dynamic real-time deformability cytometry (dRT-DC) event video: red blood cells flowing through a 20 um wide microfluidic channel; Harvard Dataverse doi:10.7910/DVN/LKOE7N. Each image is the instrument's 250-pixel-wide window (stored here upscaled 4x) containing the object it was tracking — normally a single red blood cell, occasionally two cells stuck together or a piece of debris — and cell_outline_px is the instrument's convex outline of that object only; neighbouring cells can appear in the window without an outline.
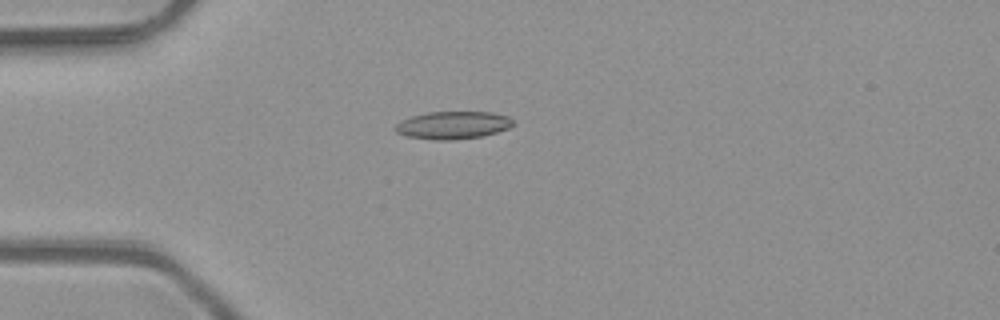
{"species": "common noctule bat (a hibernating species)", "species_latin": "Nyctalus noctula", "temperature_condition": "room temperature", "stored_images_in_passage": 38, "camera_frame_rate_fps": 3000, "um_per_image_px": 0.085, "animal": {"sex": "male", "body_mass_g": 23.1, "forearm_length_mm": 52.7}, "frame": {"image": 1, "passage_image": 1, "time_ms": 0.0, "image_size_px": [1000, 320], "cell_outline_px": [[516, 124], [508, 128], [484, 136], [452, 140], [432, 140], [408, 136], [396, 132], [392, 128], [396, 124], [412, 116], [428, 112], [492, 112], [508, 116]], "centroid_in_image_um": [38.51, 10.64], "position_along_channel_um": 46.5, "area_um2": 19.02}}
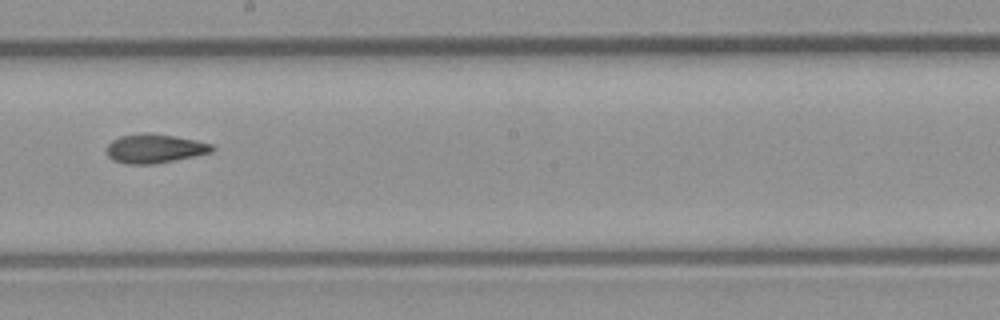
{"frame": {"image": 2, "passage_image": 16, "time_ms": 5.0, "image_size_px": [1000, 320], "cell_outline_px": [[216, 148], [212, 152], [152, 164], [128, 164], [112, 160], [108, 156], [108, 144], [112, 140], [120, 136], [144, 132], [148, 132], [196, 140], [212, 144]], "centroid_in_image_um": [13.13, 12.61], "position_along_channel_um": 235.1, "area_um2": 17.63}}
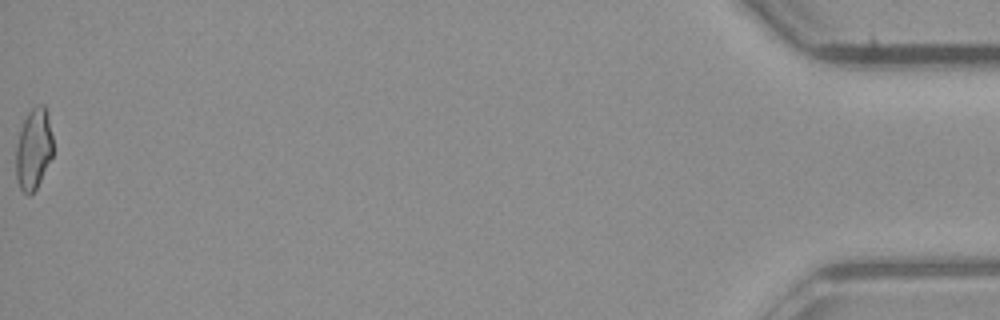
{"frame": {"image": 3, "passage_image": 38, "time_ms": 12.333, "image_size_px": [1000, 320], "cell_outline_px": [[52, 156], [36, 188], [28, 196], [20, 188], [16, 176], [16, 144], [24, 120], [28, 112], [36, 104], [44, 104], [52, 136]], "centroid_in_image_um": [2.84, 12.66], "position_along_channel_um": 432.4, "area_um2": 17.17}, "authors_computed_cell_mechanics": {"area_um2": 17.5423, "velocity_mm_per_s": 4.1301, "shape_relaxation_time_tau1_ms": 8.8294, "shape_relaxation_time_tau2_ms": 3.0592, "deformation_change_tau1": 0.1988, "deformation_change_tau2": 0.1012}}